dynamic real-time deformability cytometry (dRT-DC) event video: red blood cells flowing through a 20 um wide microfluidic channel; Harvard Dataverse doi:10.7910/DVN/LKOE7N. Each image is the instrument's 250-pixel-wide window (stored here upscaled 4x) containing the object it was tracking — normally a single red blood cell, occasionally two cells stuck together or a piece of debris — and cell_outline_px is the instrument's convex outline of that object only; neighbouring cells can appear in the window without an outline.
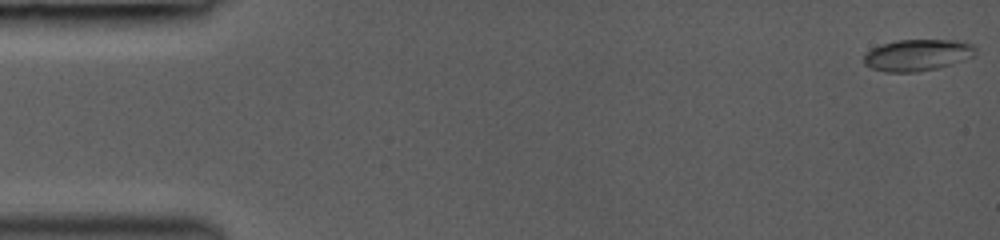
{"species": "common noctule bat (a hibernating species)", "species_latin": "Nyctalus noctula", "temperature_condition": "room temperature", "stored_images_in_passage": 23, "camera_frame_rate_fps": 3000, "um_per_image_px": 0.085, "animal": {"sex": "female", "body_mass_g": 19.0, "forearm_length_mm": 53.3}, "frame": {"image": 1, "passage_image": 1, "time_ms": 0.0, "image_size_px": [1000, 240], "cell_outline_px": [[976, 56], [952, 64], [936, 68], [916, 72], [884, 72], [872, 68], [864, 64], [864, 52], [880, 44], [896, 40], [956, 40], [972, 44], [976, 48]], "centroid_in_image_um": [77.97, 4.68], "position_along_channel_um": 7.0, "area_um2": 20.75}}
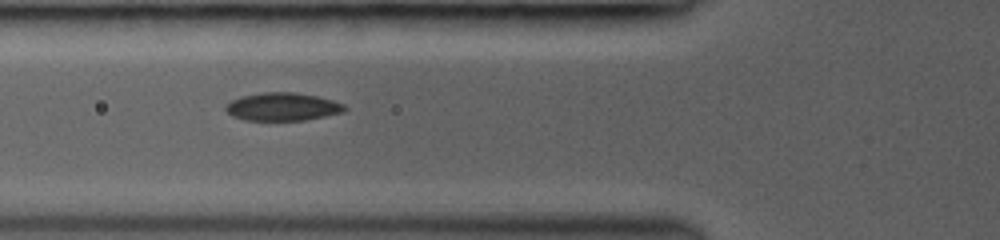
{"frame": {"image": 2, "passage_image": 13, "time_ms": 5.667, "image_size_px": [1000, 240], "cell_outline_px": [[348, 108], [344, 112], [304, 120], [244, 120], [232, 116], [224, 108], [224, 104], [240, 96], [264, 92], [292, 92], [316, 96], [332, 100], [344, 104]], "centroid_in_image_um": [23.99, 9.07], "position_along_channel_um": 101.8, "area_um2": 19.42}}
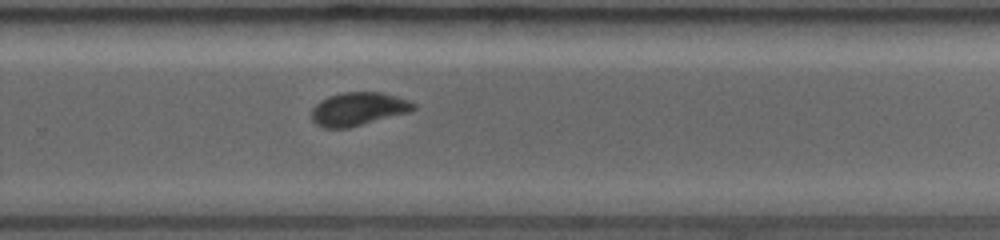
{"frame": {"image": 3, "passage_image": 23, "time_ms": 10.333, "image_size_px": [1000, 240], "cell_outline_px": [[416, 108], [412, 112], [348, 128], [324, 128], [316, 124], [312, 120], [312, 108], [320, 100], [328, 96], [344, 92], [384, 92], [408, 100], [416, 104]], "centroid_in_image_um": [30.48, 9.26], "position_along_channel_um": 299.3, "area_um2": 20.0}}